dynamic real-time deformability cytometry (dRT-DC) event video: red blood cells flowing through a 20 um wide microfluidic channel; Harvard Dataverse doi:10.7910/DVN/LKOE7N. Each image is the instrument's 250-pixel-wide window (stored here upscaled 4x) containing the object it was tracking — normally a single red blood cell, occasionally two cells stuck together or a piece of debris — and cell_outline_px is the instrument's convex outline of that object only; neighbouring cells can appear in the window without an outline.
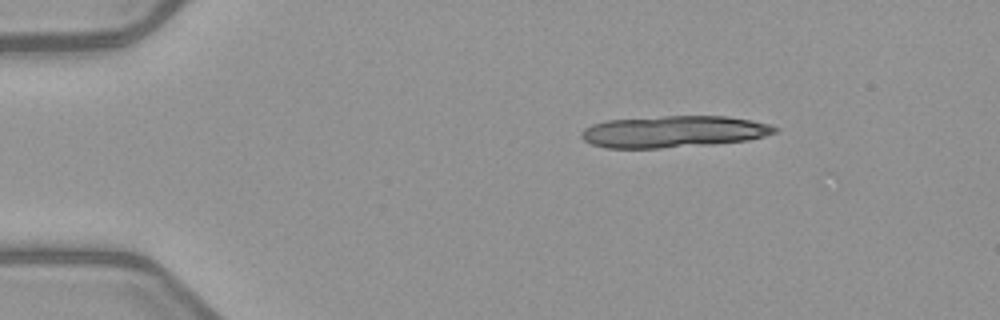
{"species": "common noctule bat (a hibernating species)", "species_latin": "Nyctalus noctula", "temperature_condition": "warm", "stored_images_in_passage": 5, "camera_frame_rate_fps": 3000, "um_per_image_px": 0.085, "animal": {"sex": "female", "body_mass_g": 21.9}, "frame": {"image": 1, "passage_image": 1, "time_ms": 0.0, "image_size_px": [1000, 320], "cell_outline_px": [[780, 128], [776, 132], [764, 136], [748, 140], [716, 144], [660, 148], [604, 148], [592, 144], [584, 140], [580, 136], [580, 132], [584, 128], [592, 124], [604, 120], [664, 116], [728, 116], [752, 120], [772, 124]], "centroid_in_image_um": [57.26, 11.18], "position_along_channel_um": 27.7, "area_um2": 36.18}}
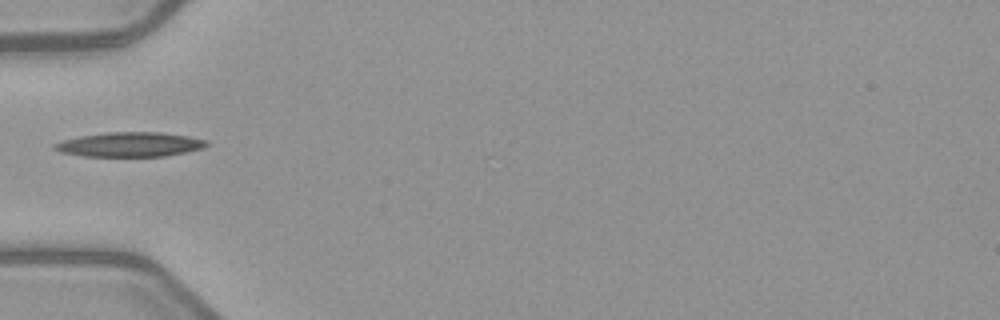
{"frame": {"image": 2, "passage_image": 3, "time_ms": 3.333, "image_size_px": [1000, 320], "cell_outline_px": [[212, 144], [204, 148], [164, 156], [84, 156], [60, 152], [52, 148], [52, 144], [64, 140], [80, 136], [104, 132], [160, 132], [188, 136], [208, 140]], "centroid_in_image_um": [11.06, 12.27], "position_along_channel_um": 73.9, "area_um2": 21.85}}
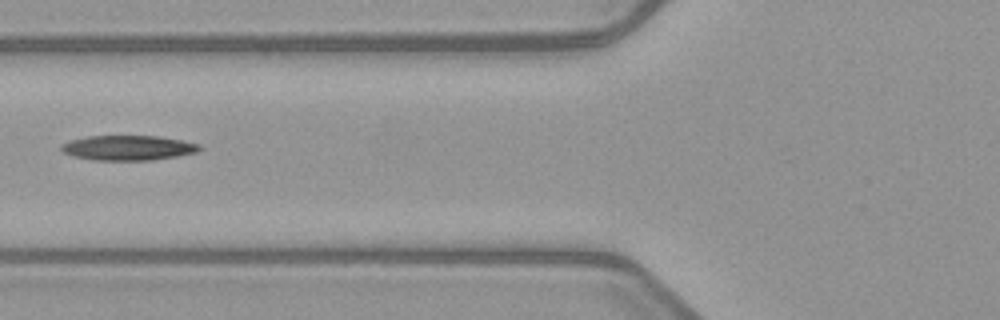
{"frame": {"image": 3, "passage_image": 4, "time_ms": 4.333, "image_size_px": [1000, 320], "cell_outline_px": [[204, 148], [196, 152], [176, 156], [152, 160], [92, 160], [72, 156], [64, 152], [60, 148], [60, 144], [68, 140], [88, 136], [160, 136], [200, 144]], "centroid_in_image_um": [10.86, 12.56], "position_along_channel_um": 114.9, "area_um2": 20.17}}